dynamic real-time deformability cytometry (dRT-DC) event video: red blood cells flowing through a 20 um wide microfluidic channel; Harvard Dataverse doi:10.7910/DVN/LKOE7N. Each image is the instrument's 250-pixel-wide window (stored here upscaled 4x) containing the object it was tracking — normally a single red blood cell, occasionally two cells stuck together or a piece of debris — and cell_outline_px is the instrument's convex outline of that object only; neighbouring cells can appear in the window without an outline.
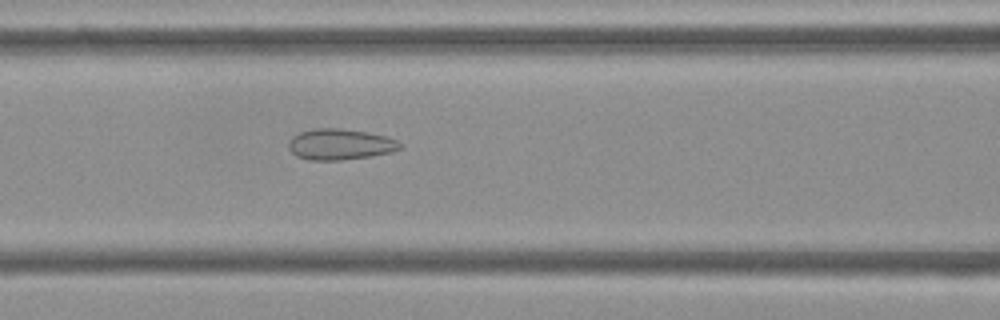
{"species": "Egyptian fruit bat (a non-hibernating species)", "species_latin": "Rousettus aegyptiacus", "temperature_condition": "cold", "stored_images_in_passage": 46, "camera_frame_rate_fps": 3000, "um_per_image_px": 0.085, "frame": {"image": 1, "passage_image": 15, "time_ms": 4.667, "image_size_px": [1000, 320], "cell_outline_px": [[404, 148], [392, 152], [372, 156], [340, 160], [308, 160], [296, 156], [288, 148], [288, 140], [292, 136], [300, 132], [316, 128], [340, 128], [368, 132], [384, 136], [396, 140], [404, 144]], "centroid_in_image_um": [28.92, 12.27], "position_along_channel_um": 137.7, "area_um2": 20.35}}
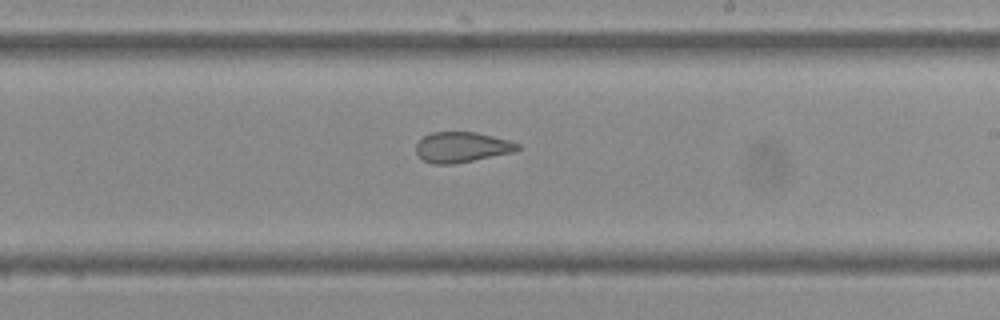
{"frame": {"image": 2, "passage_image": 24, "time_ms": 7.667, "image_size_px": [1000, 320], "cell_outline_px": [[520, 148], [512, 152], [452, 164], [432, 164], [424, 160], [416, 152], [416, 144], [424, 136], [432, 132], [476, 132], [508, 140], [520, 144]], "centroid_in_image_um": [39.23, 12.5], "position_along_channel_um": 249.8, "area_um2": 17.69}}
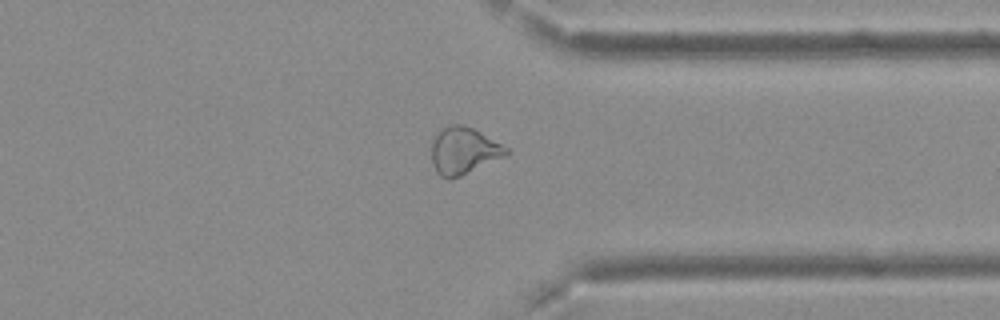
{"frame": {"image": 3, "passage_image": 34, "time_ms": 11.0, "image_size_px": [1000, 320], "cell_outline_px": [[512, 152], [504, 156], [452, 180], [448, 180], [440, 176], [436, 172], [432, 164], [432, 140], [444, 128], [452, 124], [460, 124], [472, 128], [480, 132], [508, 148]], "centroid_in_image_um": [39.39, 12.84], "position_along_channel_um": 372.0, "area_um2": 20.23}, "authors_computed_cell_mechanics": {"area_um2": 21.0103, "velocity_mm_per_s": 3.7392, "shape_relaxation_time_tau1_ms": null, "shape_relaxation_time_tau2_ms": 1.6685, "deformation_change_tau1": null, "deformation_change_tau2": 0.0943}}